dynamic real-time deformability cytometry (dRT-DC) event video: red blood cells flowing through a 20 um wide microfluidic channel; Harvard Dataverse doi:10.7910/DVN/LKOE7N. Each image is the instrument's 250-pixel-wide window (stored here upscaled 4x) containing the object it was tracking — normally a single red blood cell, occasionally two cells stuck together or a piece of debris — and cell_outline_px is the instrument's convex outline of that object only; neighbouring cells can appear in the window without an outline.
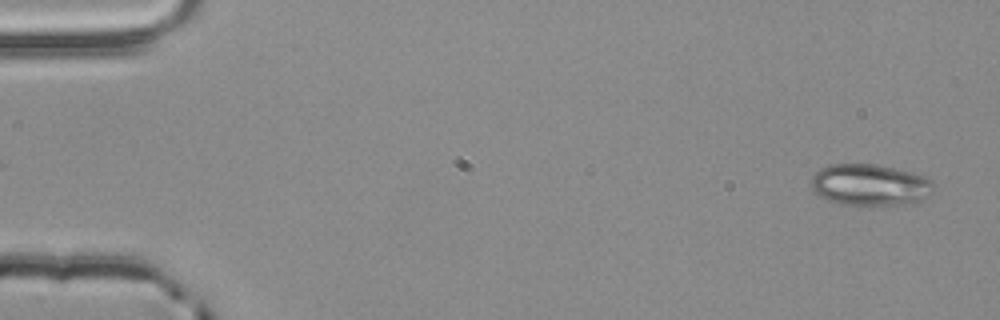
{"species": "common noctule bat (a hibernating species)", "species_latin": "Nyctalus noctula", "temperature_condition": "room temperature", "stored_images_in_passage": 55, "segment_of_instrument_passage": [1, 2], "camera_frame_rate_fps": 3000, "um_per_image_px": 0.085, "animal": {"sex": "male", "body_mass_g": 20.4}, "frame": {"image": 1, "passage_image": 2, "time_ms": 0.333, "image_size_px": [1000, 320], "cell_outline_px": [[936, 184], [928, 196], [920, 200], [896, 204], [840, 204], [828, 200], [812, 192], [812, 176], [820, 168], [832, 164], [876, 164], [924, 176], [932, 180]], "centroid_in_image_um": [73.91, 15.7], "position_along_channel_um": 11.1, "area_um2": 29.19}}
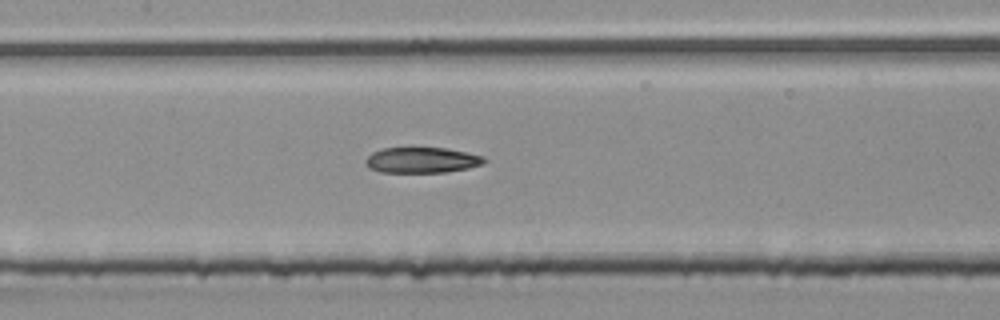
{"frame": {"image": 2, "passage_image": 26, "time_ms": 8.333, "image_size_px": [1000, 320], "cell_outline_px": [[488, 160], [484, 164], [468, 168], [444, 172], [380, 172], [368, 168], [364, 164], [364, 160], [372, 152], [380, 148], [448, 148], [484, 156]], "centroid_in_image_um": [35.85, 13.61], "position_along_channel_um": 171.6, "area_um2": 17.92}}
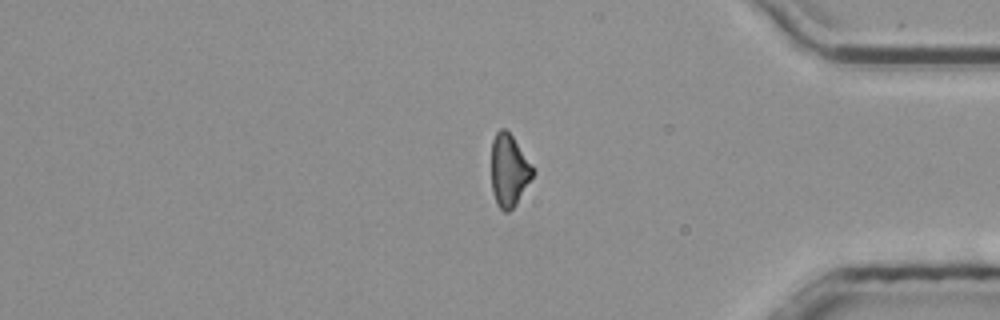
{"frame": {"image": 3, "passage_image": 45, "time_ms": 14.667, "image_size_px": [1000, 320], "cell_outline_px": [[536, 172], [516, 204], [508, 212], [504, 212], [496, 204], [492, 192], [492, 140], [496, 132], [500, 128], [504, 128], [512, 136]], "centroid_in_image_um": [43.26, 14.51], "position_along_channel_um": 391.9, "area_um2": 17.34}}